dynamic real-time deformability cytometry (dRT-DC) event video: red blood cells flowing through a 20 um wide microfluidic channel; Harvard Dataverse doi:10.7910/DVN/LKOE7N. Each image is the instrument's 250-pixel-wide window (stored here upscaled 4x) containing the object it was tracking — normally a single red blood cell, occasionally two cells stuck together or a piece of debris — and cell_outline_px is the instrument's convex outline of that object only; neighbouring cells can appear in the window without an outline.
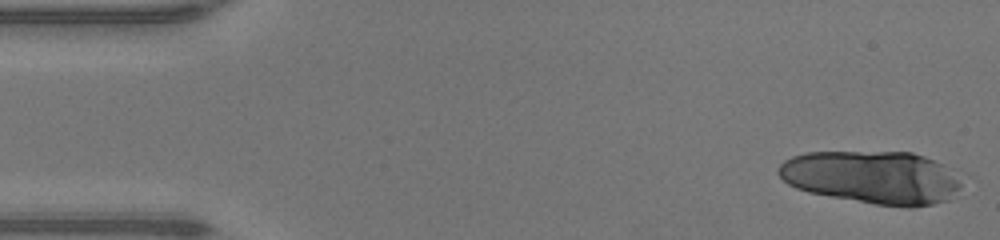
{"species": "human", "species_latin": "Homo sapiens", "temperature_condition": "warm", "stored_images_in_passage": 17, "camera_frame_rate_fps": 3000, "um_per_image_px": 0.085, "donor": {"sex": "male"}, "frame": {"image": 1, "passage_image": 1, "time_ms": 0.0, "image_size_px": [1000, 240], "cell_outline_px": [[960, 188], [948, 200], [932, 204], [912, 208], [908, 208], [876, 204], [808, 192], [796, 188], [788, 184], [776, 172], [780, 164], [784, 160], [792, 156], [808, 152], [912, 152], [924, 156], [940, 164], [960, 184]], "centroid_in_image_um": [74.06, 15.07], "position_along_channel_um": 10.9, "area_um2": 55.83}}
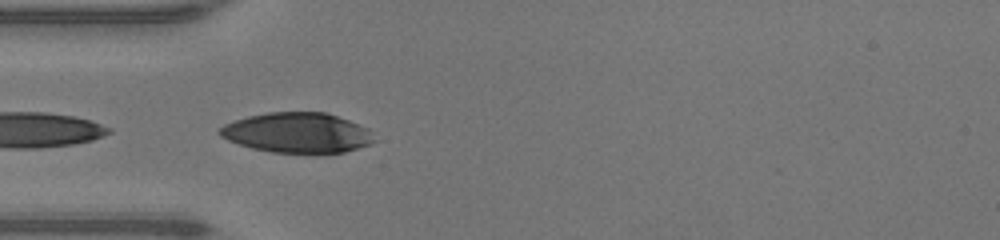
{"frame": {"image": 2, "passage_image": 14, "time_ms": 4.333, "image_size_px": [1000, 240], "cell_outline_px": [[372, 140], [368, 144], [344, 152], [272, 152], [252, 148], [228, 140], [220, 136], [216, 132], [224, 124], [248, 116], [268, 112], [324, 112], [348, 120], [368, 128]], "centroid_in_image_um": [25.2, 11.27], "position_along_channel_um": 59.8, "area_um2": 35.43}}